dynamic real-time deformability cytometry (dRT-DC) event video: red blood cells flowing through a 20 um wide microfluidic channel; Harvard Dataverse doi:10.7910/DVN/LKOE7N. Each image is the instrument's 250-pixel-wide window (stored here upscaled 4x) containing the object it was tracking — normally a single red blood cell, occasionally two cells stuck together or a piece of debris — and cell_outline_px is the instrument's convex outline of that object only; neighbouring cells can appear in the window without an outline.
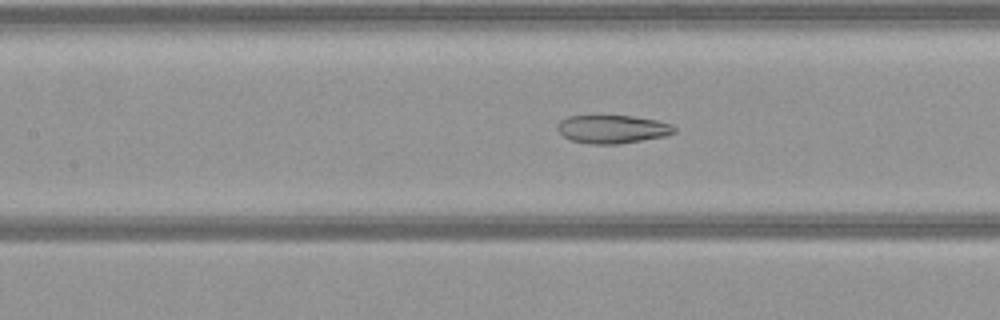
{"species": "common noctule bat (a hibernating species)", "species_latin": "Nyctalus noctula", "temperature_condition": "warm", "stored_images_in_passage": 52, "camera_frame_rate_fps": 3000, "um_per_image_px": 0.085, "animal": {"sex": "female", "body_mass_g": 21.9}, "frame": {"image": 1, "passage_image": 23, "time_ms": 7.333, "image_size_px": [1000, 320], "cell_outline_px": [[676, 132], [664, 136], [620, 144], [588, 144], [572, 140], [564, 136], [556, 128], [556, 124], [560, 120], [568, 116], [632, 116], [656, 120], [672, 124], [676, 128]], "centroid_in_image_um": [52.05, 10.98], "position_along_channel_um": 155.4, "area_um2": 19.25}}
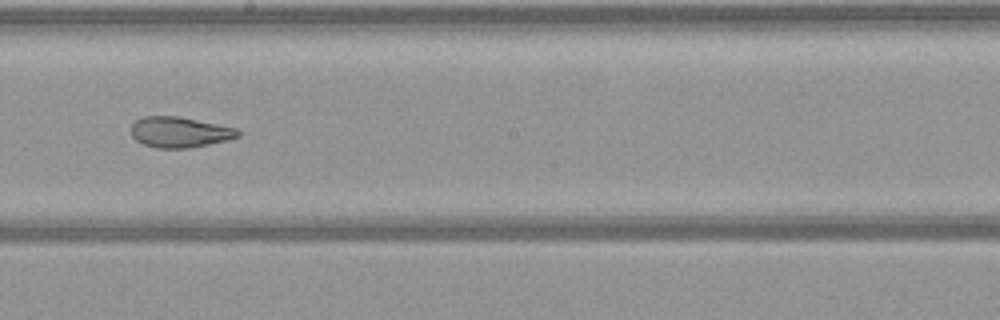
{"frame": {"image": 2, "passage_image": 29, "time_ms": 9.333, "image_size_px": [1000, 320], "cell_outline_px": [[240, 136], [228, 140], [192, 148], [156, 148], [144, 144], [136, 140], [132, 136], [132, 124], [136, 120], [144, 116], [176, 116], [236, 128], [240, 132]], "centroid_in_image_um": [15.27, 11.24], "position_along_channel_um": 232.9, "area_um2": 18.96}}
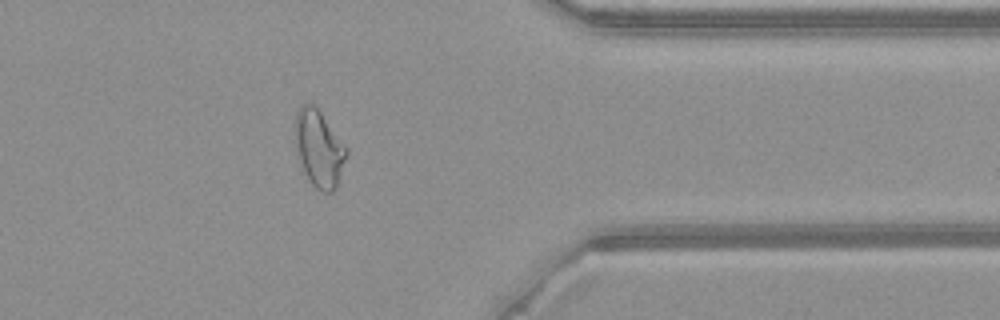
{"frame": {"image": 3, "passage_image": 42, "time_ms": 13.667, "image_size_px": [1000, 320], "cell_outline_px": [[348, 152], [336, 188], [332, 192], [324, 192], [316, 188], [308, 180], [304, 172], [300, 160], [296, 144], [296, 112], [308, 100], [312, 100], [316, 104], [348, 148]], "centroid_in_image_um": [27.14, 12.57], "position_along_channel_um": 384.3, "area_um2": 23.06}}